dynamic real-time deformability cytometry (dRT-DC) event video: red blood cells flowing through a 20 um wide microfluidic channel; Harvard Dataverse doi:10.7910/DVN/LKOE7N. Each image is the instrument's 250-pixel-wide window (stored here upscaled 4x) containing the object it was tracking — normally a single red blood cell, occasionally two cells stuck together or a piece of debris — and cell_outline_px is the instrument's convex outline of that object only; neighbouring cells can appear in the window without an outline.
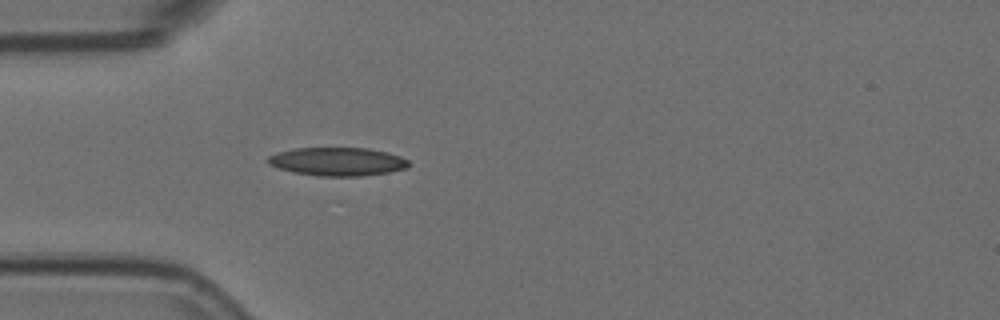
{"species": "Egyptian fruit bat (a non-hibernating species)", "species_latin": "Rousettus aegyptiacus", "temperature_condition": "room temperature", "stored_images_in_passage": 5, "camera_frame_rate_fps": 3000, "um_per_image_px": 0.085, "animal": {"sex": "female"}, "frame": {"image": 1, "passage_image": 5, "time_ms": 1.333, "image_size_px": [1000, 320], "cell_outline_px": [[412, 164], [408, 168], [388, 172], [360, 176], [316, 176], [292, 172], [268, 164], [264, 160], [268, 156], [276, 152], [292, 148], [368, 148], [388, 152], [400, 156], [408, 160]], "centroid_in_image_um": [28.67, 13.73], "position_along_channel_um": 56.3, "area_um2": 23.58}}